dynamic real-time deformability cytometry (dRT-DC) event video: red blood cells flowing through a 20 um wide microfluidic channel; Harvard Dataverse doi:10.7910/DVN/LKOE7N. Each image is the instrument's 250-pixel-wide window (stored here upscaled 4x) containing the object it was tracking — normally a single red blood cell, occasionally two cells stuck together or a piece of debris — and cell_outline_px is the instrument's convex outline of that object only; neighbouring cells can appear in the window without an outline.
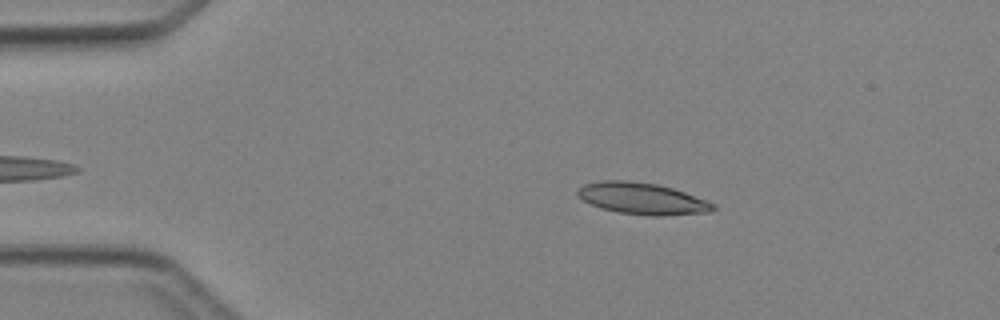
{"species": "Egyptian fruit bat (a non-hibernating species)", "species_latin": "Rousettus aegyptiacus", "temperature_condition": "cold", "stored_images_in_passage": 5, "camera_frame_rate_fps": 3000, "um_per_image_px": 0.085, "animal": {"sex": "female"}, "frame": {"image": 1, "passage_image": 3, "time_ms": 2.333, "image_size_px": [1000, 320], "cell_outline_px": [[716, 208], [712, 212], [664, 216], [652, 216], [620, 212], [600, 208], [584, 200], [576, 192], [576, 188], [584, 184], [600, 180], [628, 180], [656, 184], [672, 188], [708, 200], [716, 204]], "centroid_in_image_um": [54.62, 16.87], "position_along_channel_um": 30.4, "area_um2": 25.09}}
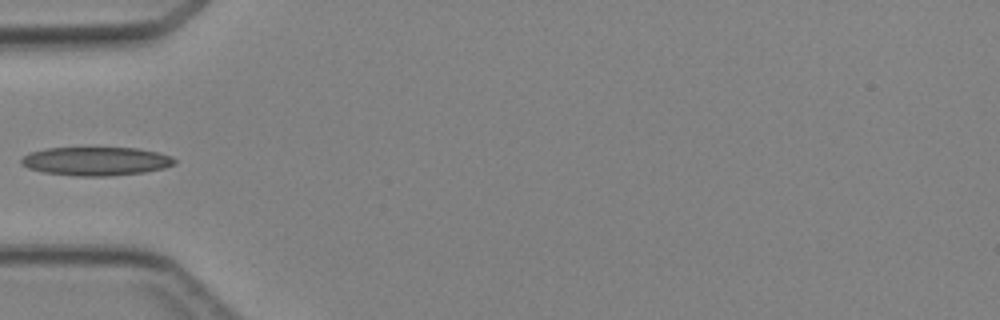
{"frame": {"image": 2, "passage_image": 5, "time_ms": 4.667, "image_size_px": [1000, 320], "cell_outline_px": [[176, 164], [164, 168], [144, 172], [108, 176], [76, 176], [44, 172], [28, 168], [20, 164], [20, 160], [28, 152], [44, 148], [136, 148], [160, 152], [172, 156], [176, 160]], "centroid_in_image_um": [8.16, 13.7], "position_along_channel_um": 76.8, "area_um2": 25.72}}